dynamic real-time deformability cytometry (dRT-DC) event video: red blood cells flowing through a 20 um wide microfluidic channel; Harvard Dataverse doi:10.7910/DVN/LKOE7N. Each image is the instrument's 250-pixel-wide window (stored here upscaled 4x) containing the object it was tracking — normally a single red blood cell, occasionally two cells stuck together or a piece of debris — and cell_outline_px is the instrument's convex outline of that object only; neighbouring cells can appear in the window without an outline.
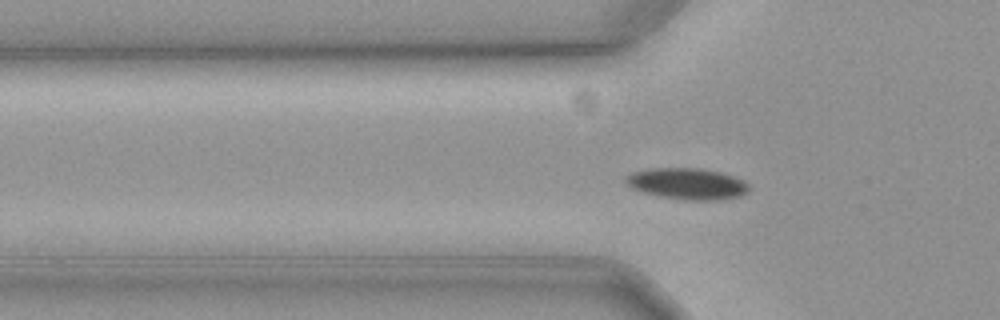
{"species": "common noctule bat (a hibernating species)", "species_latin": "Nyctalus noctula", "temperature_condition": "cold", "stored_images_in_passage": 48, "camera_frame_rate_fps": 3000, "um_per_image_px": 0.085, "animal": {"sex": "female", "body_mass_g": 19.3, "forearm_length_mm": 54.1}, "frame": {"image": 1, "passage_image": 8, "time_ms": 2.333, "image_size_px": [1000, 320], "cell_outline_px": [[748, 192], [740, 196], [716, 200], [684, 200], [660, 196], [644, 192], [632, 188], [624, 184], [624, 176], [632, 172], [648, 168], [700, 168], [720, 172], [744, 180], [748, 184]], "centroid_in_image_um": [58.37, 15.61], "position_along_channel_um": 67.4, "area_um2": 22.6}}
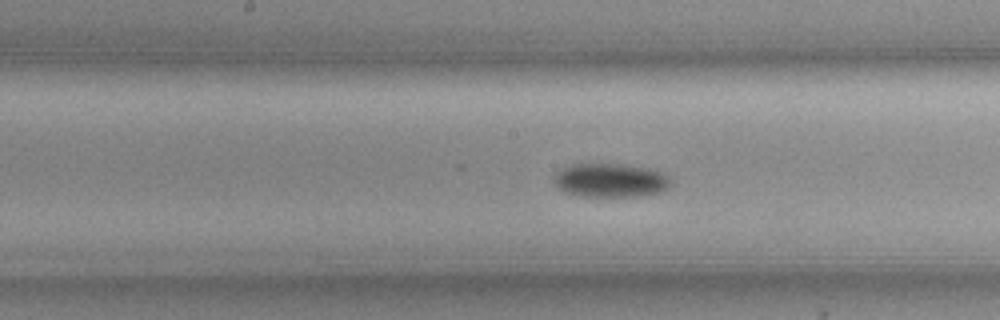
{"frame": {"image": 2, "passage_image": 19, "time_ms": 6.0, "image_size_px": [1000, 320], "cell_outline_px": [[672, 180], [668, 188], [660, 192], [644, 196], [580, 196], [564, 192], [556, 188], [552, 180], [552, 176], [556, 172], [572, 164], [620, 164], [648, 168], [660, 172], [668, 176]], "centroid_in_image_um": [51.85, 15.33], "position_along_channel_um": 196.3, "area_um2": 23.24}}
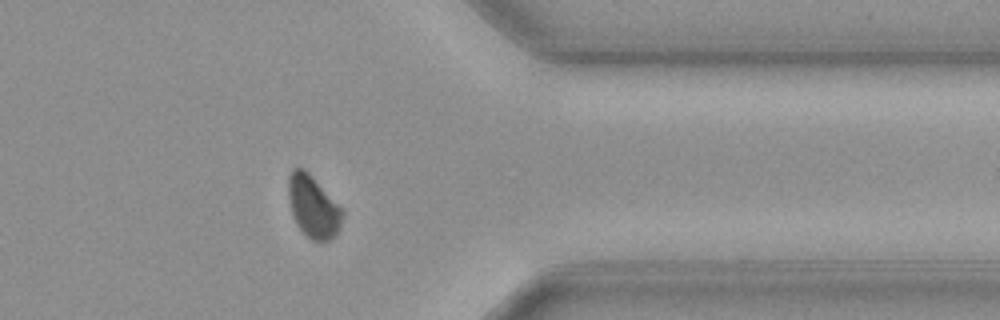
{"frame": {"image": 3, "passage_image": 36, "time_ms": 11.667, "image_size_px": [1000, 320], "cell_outline_px": [[344, 216], [340, 228], [328, 240], [312, 240], [296, 224], [292, 212], [288, 196], [288, 176], [292, 168], [304, 168], [344, 208]], "centroid_in_image_um": [26.64, 17.52], "position_along_channel_um": 384.8, "area_um2": 19.59}, "authors_computed_cell_mechanics": {"area_um2": 21.6172, "velocity_mm_per_s": 3.5473, "shape_relaxation_time_tau1_ms": 7.3847, "shape_relaxation_time_tau2_ms": null, "deformation_change_tau1": 0.1495, "deformation_change_tau2": null}}